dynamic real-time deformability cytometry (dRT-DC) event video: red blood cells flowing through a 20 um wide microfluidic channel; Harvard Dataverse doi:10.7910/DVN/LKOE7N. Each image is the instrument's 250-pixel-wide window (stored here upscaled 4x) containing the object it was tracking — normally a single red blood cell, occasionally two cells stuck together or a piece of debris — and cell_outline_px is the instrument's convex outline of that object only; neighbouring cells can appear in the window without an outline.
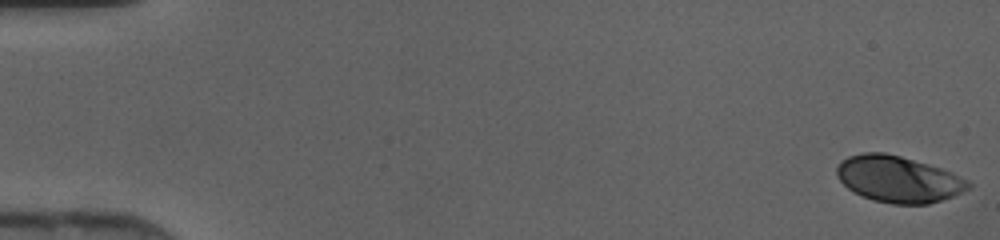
{"species": "human", "species_latin": "Homo sapiens", "temperature_condition": "cold", "stored_images_in_passage": 46, "camera_frame_rate_fps": 3000, "um_per_image_px": 0.085, "donor": {"sex": "female"}, "frame": {"image": 1, "passage_image": 1, "time_ms": 0.0, "image_size_px": [1000, 240], "cell_outline_px": [[972, 184], [968, 188], [952, 196], [928, 204], [892, 204], [872, 200], [848, 188], [836, 176], [836, 168], [840, 160], [848, 156], [864, 152], [884, 152], [900, 156], [940, 168], [952, 172], [968, 180]], "centroid_in_image_um": [76.33, 15.22], "position_along_channel_um": 8.7, "area_um2": 35.32}}
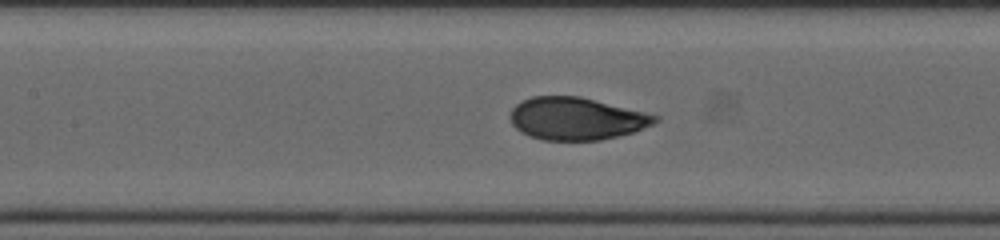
{"frame": {"image": 2, "passage_image": 22, "time_ms": 7.0, "image_size_px": [1000, 240], "cell_outline_px": [[660, 120], [652, 124], [632, 132], [600, 140], [544, 140], [528, 136], [520, 132], [512, 124], [512, 108], [520, 100], [532, 96], [580, 96], [660, 116]], "centroid_in_image_um": [48.97, 10.08], "position_along_channel_um": 158.4, "area_um2": 35.66}}
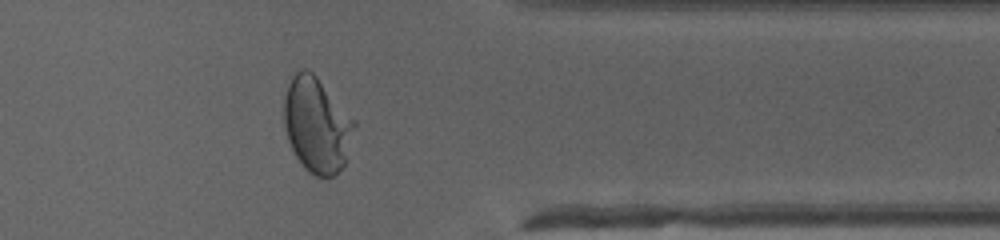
{"frame": {"image": 3, "passage_image": 38, "time_ms": 12.333, "image_size_px": [1000, 240], "cell_outline_px": [[356, 124], [344, 164], [332, 176], [316, 176], [308, 172], [304, 168], [296, 156], [288, 140], [284, 124], [284, 100], [288, 84], [292, 76], [296, 72], [304, 68], [312, 72], [316, 76], [356, 120]], "centroid_in_image_um": [26.92, 10.61], "position_along_channel_um": 384.5, "area_um2": 38.61}}